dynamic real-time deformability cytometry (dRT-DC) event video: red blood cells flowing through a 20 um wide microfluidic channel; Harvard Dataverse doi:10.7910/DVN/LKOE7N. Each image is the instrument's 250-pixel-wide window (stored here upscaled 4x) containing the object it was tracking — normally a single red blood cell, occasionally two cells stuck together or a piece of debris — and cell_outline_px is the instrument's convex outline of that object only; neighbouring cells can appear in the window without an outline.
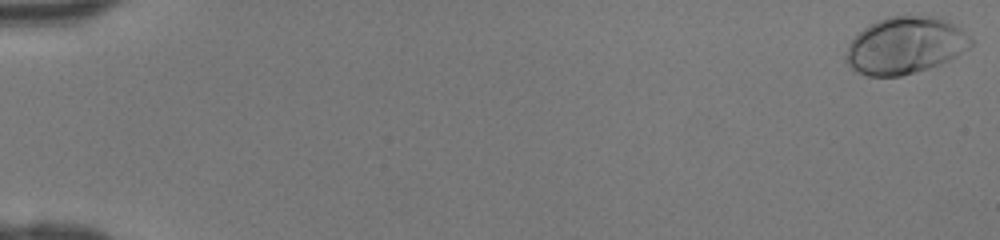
{"species": "human", "species_latin": "Homo sapiens", "temperature_condition": "room temperature", "stored_images_in_passage": 47, "camera_frame_rate_fps": 3000, "um_per_image_px": 0.085, "donor": {"sex": "female"}, "frame": {"image": 1, "passage_image": 1, "time_ms": 0.0, "image_size_px": [1000, 240], "cell_outline_px": [[972, 44], [968, 48], [956, 56], [940, 64], [928, 68], [900, 76], [868, 76], [852, 68], [844, 60], [844, 56], [848, 44], [868, 24], [876, 20], [888, 16], [940, 16], [948, 20], [960, 28], [972, 40]], "centroid_in_image_um": [76.93, 3.85], "position_along_channel_um": 8.1, "area_um2": 41.38}}
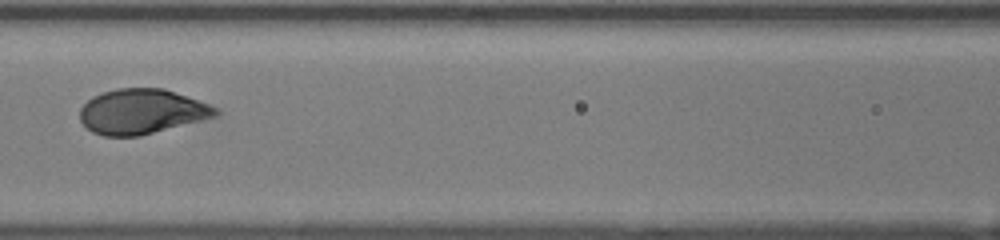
{"frame": {"image": 2, "passage_image": 23, "time_ms": 7.333, "image_size_px": [1000, 240], "cell_outline_px": [[220, 112], [216, 116], [204, 120], [140, 136], [104, 136], [92, 132], [80, 120], [80, 108], [92, 96], [116, 88], [164, 88], [208, 104], [216, 108]], "centroid_in_image_um": [12.04, 9.49], "position_along_channel_um": 154.6, "area_um2": 35.49}}
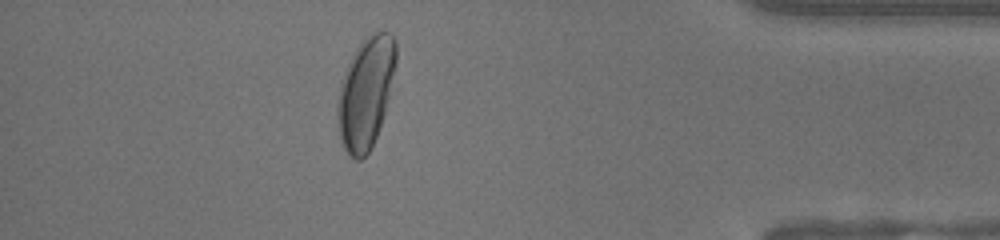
{"frame": {"image": 3, "passage_image": 42, "time_ms": 13.667, "image_size_px": [1000, 240], "cell_outline_px": [[396, 64], [384, 112], [376, 136], [368, 152], [360, 160], [356, 160], [348, 156], [340, 140], [336, 128], [336, 104], [340, 84], [344, 72], [356, 48], [372, 32], [388, 32], [396, 40]], "centroid_in_image_um": [31.04, 7.91], "position_along_channel_um": 404.2, "area_um2": 37.74}}